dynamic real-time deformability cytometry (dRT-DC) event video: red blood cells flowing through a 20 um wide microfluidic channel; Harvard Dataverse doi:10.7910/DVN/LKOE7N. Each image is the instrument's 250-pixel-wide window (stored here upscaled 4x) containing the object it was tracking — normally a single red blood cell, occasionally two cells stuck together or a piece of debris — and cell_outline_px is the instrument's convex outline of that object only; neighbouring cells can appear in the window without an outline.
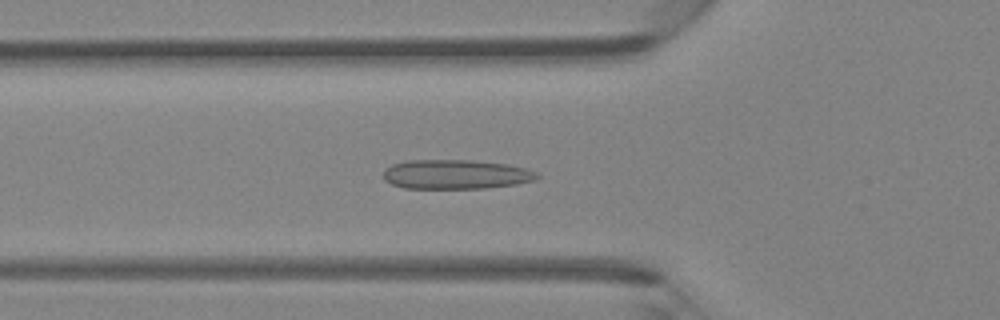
{"species": "Egyptian fruit bat (a non-hibernating species)", "species_latin": "Rousettus aegyptiacus", "temperature_condition": "room temperature", "stored_images_in_passage": 47, "camera_frame_rate_fps": 3000, "um_per_image_px": 0.085, "animal": {"sex": "female"}, "frame": {"image": 1, "passage_image": 16, "time_ms": 5.0, "image_size_px": [1000, 320], "cell_outline_px": [[540, 176], [536, 180], [516, 184], [484, 188], [404, 188], [392, 184], [384, 180], [384, 168], [392, 164], [404, 160], [472, 160], [508, 164], [524, 168], [536, 172]], "centroid_in_image_um": [38.72, 14.81], "position_along_channel_um": 87.1, "area_um2": 26.41}}
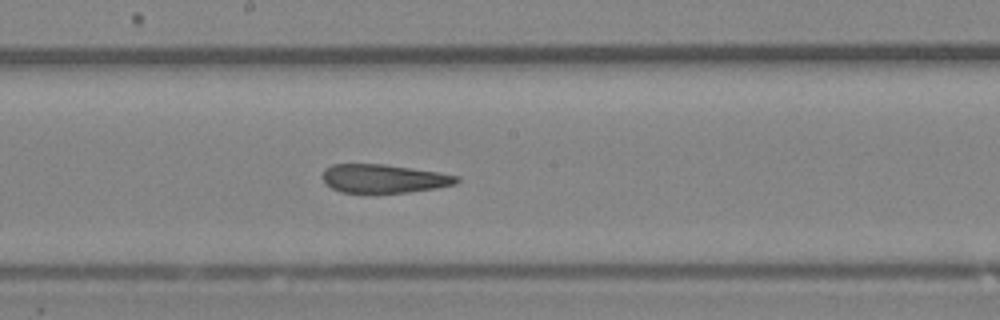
{"frame": {"image": 2, "passage_image": 25, "time_ms": 8.0, "image_size_px": [1000, 320], "cell_outline_px": [[460, 180], [456, 184], [436, 188], [408, 192], [340, 192], [324, 184], [320, 176], [324, 168], [332, 164], [384, 164], [440, 172], [460, 176]], "centroid_in_image_um": [32.59, 15.17], "position_along_channel_um": 215.6, "area_um2": 22.54}}
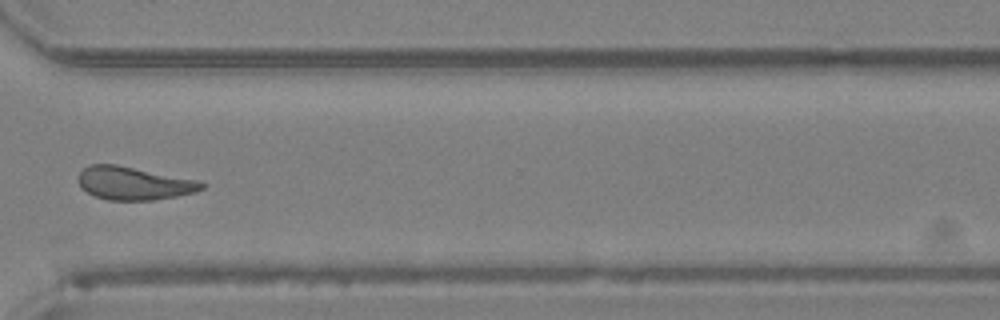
{"frame": {"image": 3, "passage_image": 35, "time_ms": 11.333, "image_size_px": [1000, 320], "cell_outline_px": [[208, 184], [204, 188], [196, 192], [176, 196], [152, 200], [108, 200], [96, 196], [80, 188], [80, 172], [88, 164], [116, 164], [200, 180]], "centroid_in_image_um": [11.43, 15.57], "position_along_channel_um": 359.2, "area_um2": 23.87}, "authors_computed_cell_mechanics": {"area_um2": 24.276, "velocity_mm_per_s": 4.2901, "shape_relaxation_time_tau1_ms": null, "shape_relaxation_time_tau2_ms": 2.8704, "deformation_change_tau1": null, "deformation_change_tau2": 0.0883}}